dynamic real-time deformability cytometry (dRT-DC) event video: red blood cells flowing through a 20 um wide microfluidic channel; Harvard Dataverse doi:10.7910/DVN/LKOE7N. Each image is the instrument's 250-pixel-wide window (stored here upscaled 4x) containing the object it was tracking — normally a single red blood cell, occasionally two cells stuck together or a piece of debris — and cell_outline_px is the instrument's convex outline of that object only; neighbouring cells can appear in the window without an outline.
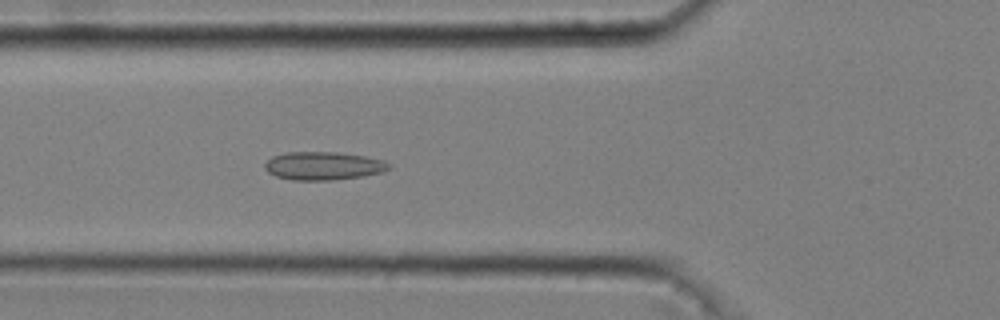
{"species": "common noctule bat (a hibernating species)", "species_latin": "Nyctalus noctula", "temperature_condition": "cold", "stored_images_in_passage": 51, "camera_frame_rate_fps": 3000, "um_per_image_px": 0.085, "animal": {"sex": "male", "body_mass_g": 20.4}, "frame": {"image": 1, "passage_image": 19, "time_ms": 6.0, "image_size_px": [1000, 320], "cell_outline_px": [[392, 168], [380, 172], [364, 176], [332, 180], [292, 180], [276, 176], [268, 172], [264, 168], [264, 164], [272, 156], [284, 152], [336, 152], [364, 156], [384, 160], [392, 164]], "centroid_in_image_um": [27.49, 14.09], "position_along_channel_um": 98.3, "area_um2": 20.52}}
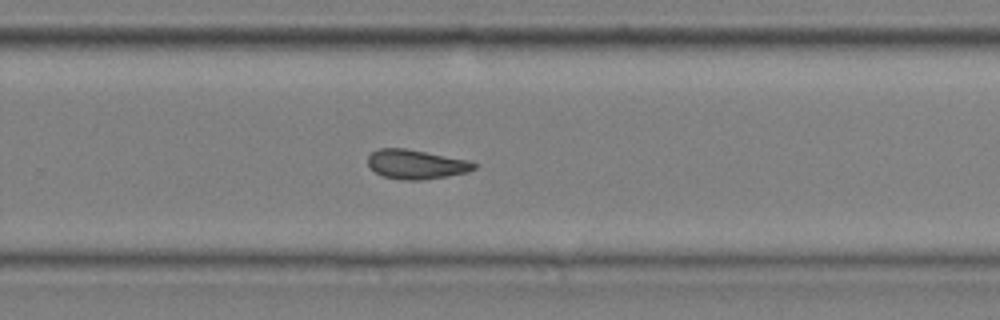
{"frame": {"image": 2, "passage_image": 35, "time_ms": 11.333, "image_size_px": [1000, 320], "cell_outline_px": [[476, 168], [468, 172], [448, 176], [424, 180], [404, 180], [384, 176], [376, 172], [368, 164], [368, 156], [372, 152], [380, 148], [404, 148], [472, 160], [476, 164]], "centroid_in_image_um": [35.42, 13.96], "position_along_channel_um": 294.4, "area_um2": 18.21}}
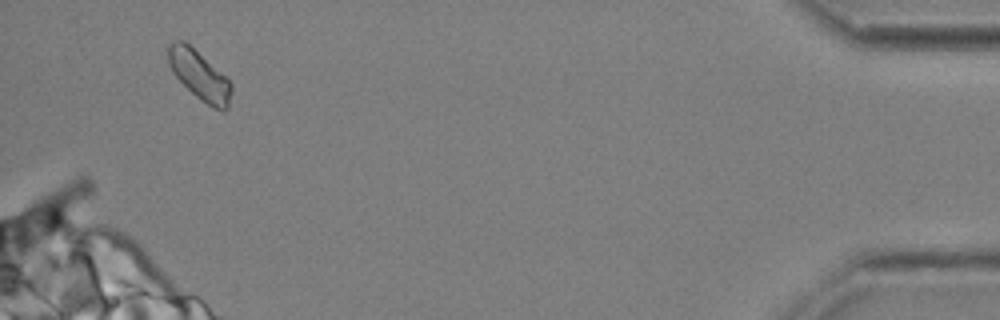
{"frame": {"image": 3, "passage_image": 50, "time_ms": 16.333, "image_size_px": [1000, 320], "cell_outline_px": [[232, 92], [228, 108], [224, 112], [212, 108], [200, 100], [172, 72], [168, 64], [164, 48], [172, 40], [184, 40], [228, 76], [232, 84]], "centroid_in_image_um": [16.95, 6.36], "position_along_channel_um": 418.3, "area_um2": 18.84}, "authors_computed_cell_mechanics": {"area_um2": 18.7272, "velocity_mm_per_s": 3.676, "shape_relaxation_time_tau1_ms": null, "shape_relaxation_time_tau2_ms": 1.9702, "deformation_change_tau1": null, "deformation_change_tau2": 0.0725}}